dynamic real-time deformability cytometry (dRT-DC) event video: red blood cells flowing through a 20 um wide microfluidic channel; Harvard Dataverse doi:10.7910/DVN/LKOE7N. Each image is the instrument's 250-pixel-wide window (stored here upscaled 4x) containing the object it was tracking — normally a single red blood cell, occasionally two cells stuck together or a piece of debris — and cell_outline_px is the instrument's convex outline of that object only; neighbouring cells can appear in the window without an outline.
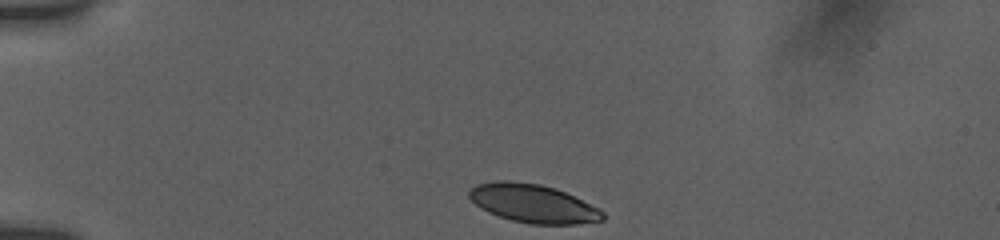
{"species": "human", "species_latin": "Homo sapiens", "temperature_condition": "room temperature", "stored_images_in_passage": 23, "camera_frame_rate_fps": 3000, "um_per_image_px": 0.085, "donor": {"sex": "female"}, "frame": {"image": 1, "passage_image": 1, "time_ms": 0.0, "image_size_px": [1000, 240], "cell_outline_px": [[604, 220], [580, 224], [528, 224], [512, 220], [488, 212], [480, 208], [468, 196], [468, 192], [476, 184], [496, 180], [508, 180], [540, 184], [556, 188], [600, 208], [604, 212]], "centroid_in_image_um": [45.32, 17.29], "position_along_channel_um": 39.7, "area_um2": 30.06}}
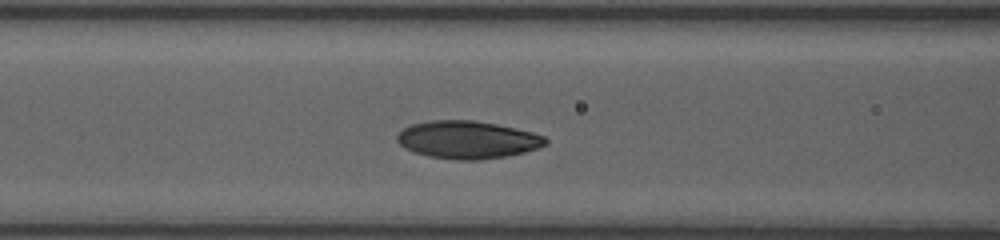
{"frame": {"image": 2, "passage_image": 11, "time_ms": 3.667, "image_size_px": [1000, 240], "cell_outline_px": [[548, 144], [540, 148], [524, 152], [504, 156], [480, 160], [456, 160], [428, 156], [412, 152], [404, 148], [396, 140], [396, 136], [404, 128], [412, 124], [432, 120], [472, 120], [496, 124], [516, 128], [532, 132], [544, 136], [548, 140]], "centroid_in_image_um": [39.74, 11.88], "position_along_channel_um": 126.9, "area_um2": 32.71}}
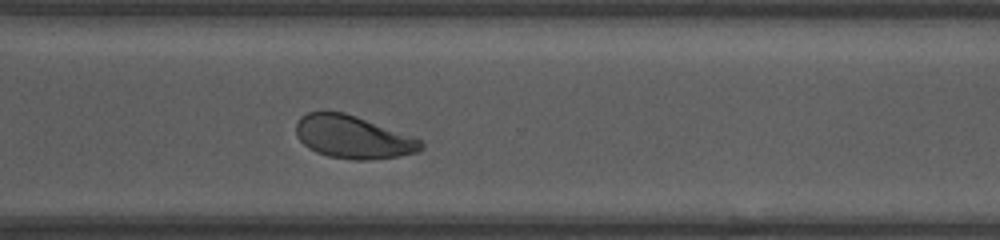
{"frame": {"image": 3, "passage_image": 23, "time_ms": 9.333, "image_size_px": [1000, 240], "cell_outline_px": [[424, 148], [416, 152], [400, 156], [368, 160], [356, 160], [328, 156], [316, 152], [308, 148], [296, 136], [296, 124], [300, 116], [308, 112], [344, 112], [416, 136], [424, 144]], "centroid_in_image_um": [30.03, 11.65], "position_along_channel_um": 340.6, "area_um2": 31.39}}